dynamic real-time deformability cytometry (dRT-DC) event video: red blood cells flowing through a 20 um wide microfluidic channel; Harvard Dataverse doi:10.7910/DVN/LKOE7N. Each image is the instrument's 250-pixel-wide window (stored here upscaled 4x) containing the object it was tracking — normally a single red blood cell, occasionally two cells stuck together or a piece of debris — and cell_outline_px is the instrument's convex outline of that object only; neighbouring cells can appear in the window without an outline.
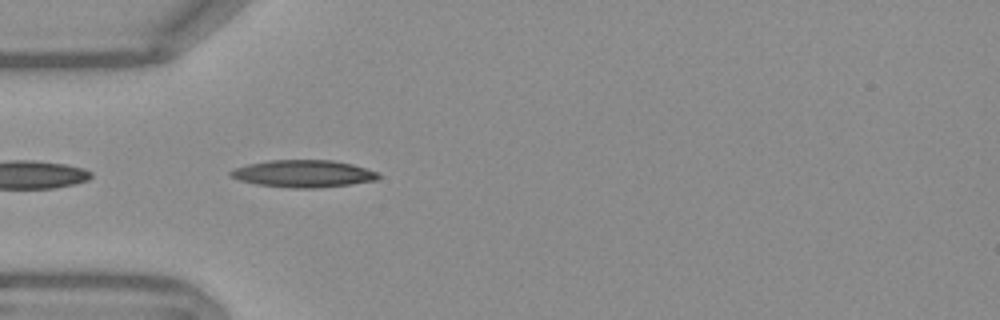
{"species": "Egyptian fruit bat (a non-hibernating species)", "species_latin": "Rousettus aegyptiacus", "temperature_condition": "warm", "stored_images_in_passage": 7, "camera_frame_rate_fps": 3000, "um_per_image_px": 0.085, "frame": {"image": 1, "passage_image": 2, "time_ms": 0.333, "image_size_px": [1000, 320], "cell_outline_px": [[380, 176], [376, 180], [348, 184], [316, 188], [292, 188], [256, 184], [240, 180], [228, 176], [228, 172], [232, 168], [248, 164], [268, 160], [332, 160], [352, 164], [376, 172]], "centroid_in_image_um": [25.7, 14.75], "position_along_channel_um": 59.3, "area_um2": 23.35}}